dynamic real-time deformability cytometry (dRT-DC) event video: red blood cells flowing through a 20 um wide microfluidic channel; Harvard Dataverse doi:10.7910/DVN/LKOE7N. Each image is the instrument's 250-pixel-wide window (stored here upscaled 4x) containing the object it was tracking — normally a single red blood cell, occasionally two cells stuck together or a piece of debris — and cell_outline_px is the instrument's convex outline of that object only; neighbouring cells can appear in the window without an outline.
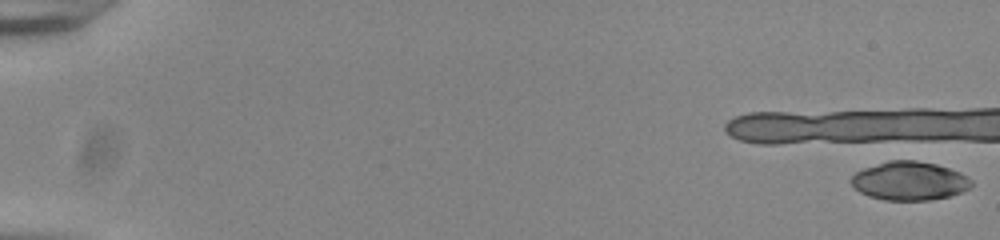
{"species": "common noctule bat (a hibernating species)", "species_latin": "Nyctalus noctula", "temperature_condition": "room temperature", "stored_images_in_passage": 2, "camera_frame_rate_fps": 3000, "um_per_image_px": 0.085, "animal": {"sex": "male", "body_mass_g": 20.0, "forearm_length_mm": 53.3}, "frame": {"image": 1, "passage_image": 1, "time_ms": 0.0, "image_size_px": [1000, 240], "cell_outline_px": [[972, 184], [968, 188], [960, 192], [948, 196], [932, 200], [884, 200], [868, 196], [860, 192], [848, 180], [856, 172], [864, 168], [888, 160], [908, 156], [936, 164], [960, 172], [972, 180]], "centroid_in_image_um": [77.28, 15.33], "position_along_channel_um": 7.7, "area_um2": 27.63}}